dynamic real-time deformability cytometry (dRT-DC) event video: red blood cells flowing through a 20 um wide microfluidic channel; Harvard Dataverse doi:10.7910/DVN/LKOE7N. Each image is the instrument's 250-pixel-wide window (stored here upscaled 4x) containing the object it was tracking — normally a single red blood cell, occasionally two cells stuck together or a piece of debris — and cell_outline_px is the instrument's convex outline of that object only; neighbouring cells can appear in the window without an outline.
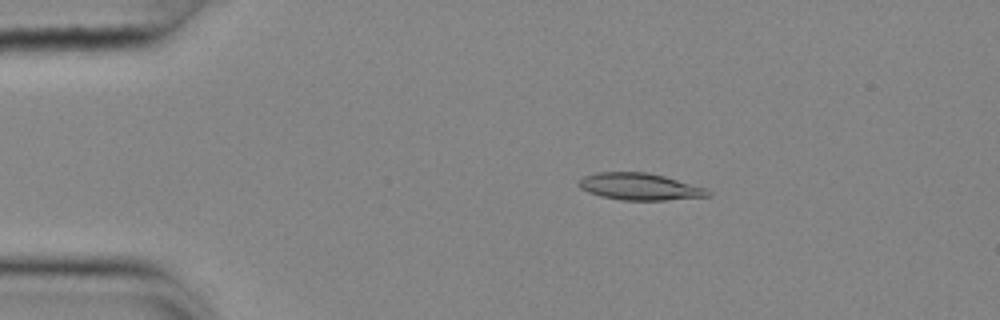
{"species": "common noctule bat (a hibernating species)", "species_latin": "Nyctalus noctula", "temperature_condition": "cold", "stored_images_in_passage": 48, "camera_frame_rate_fps": 3000, "um_per_image_px": 0.085, "animal": {"sex": "female", "body_mass_g": 25.1}, "frame": {"image": 1, "passage_image": 4, "time_ms": 1.0, "image_size_px": [1000, 320], "cell_outline_px": [[712, 196], [664, 200], [620, 200], [600, 196], [588, 192], [580, 188], [576, 184], [584, 176], [596, 172], [648, 172], [664, 176], [708, 188], [712, 192]], "centroid_in_image_um": [54.4, 15.86], "position_along_channel_um": 30.6, "area_um2": 20.46}}
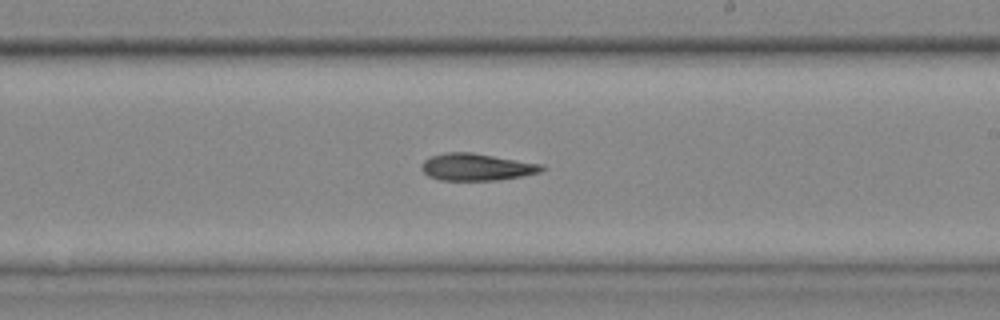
{"frame": {"image": 2, "passage_image": 26, "time_ms": 8.333, "image_size_px": [1000, 320], "cell_outline_px": [[544, 168], [540, 172], [524, 176], [500, 180], [440, 180], [428, 176], [420, 168], [420, 164], [424, 160], [432, 156], [444, 152], [472, 152], [540, 164]], "centroid_in_image_um": [40.46, 14.2], "position_along_channel_um": 248.5, "area_um2": 18.96}}
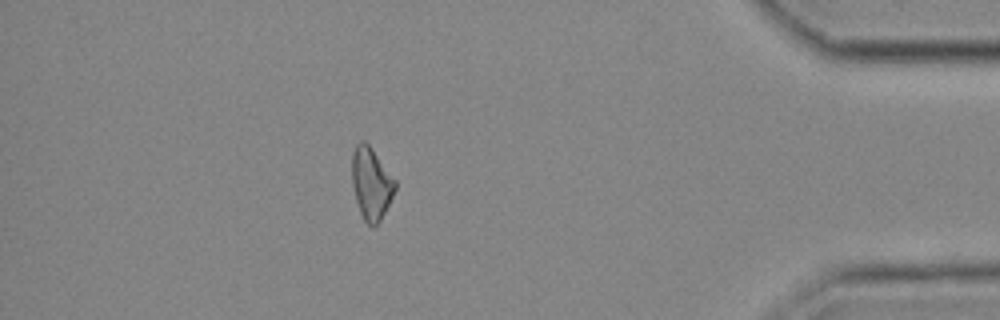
{"frame": {"image": 3, "passage_image": 42, "time_ms": 13.667, "image_size_px": [1000, 320], "cell_outline_px": [[396, 188], [380, 220], [372, 228], [364, 220], [360, 212], [356, 200], [352, 184], [352, 152], [356, 144], [360, 140], [364, 140], [372, 148], [396, 180]], "centroid_in_image_um": [31.54, 15.56], "position_along_channel_um": 403.7, "area_um2": 18.03}, "authors_computed_cell_mechanics": {"area_um2": 19.074, "velocity_mm_per_s": 3.6978, "shape_relaxation_time_tau1_ms": 11.1094, "shape_relaxation_time_tau2_ms": null, "deformation_change_tau1": 0.2234, "deformation_change_tau2": null}}